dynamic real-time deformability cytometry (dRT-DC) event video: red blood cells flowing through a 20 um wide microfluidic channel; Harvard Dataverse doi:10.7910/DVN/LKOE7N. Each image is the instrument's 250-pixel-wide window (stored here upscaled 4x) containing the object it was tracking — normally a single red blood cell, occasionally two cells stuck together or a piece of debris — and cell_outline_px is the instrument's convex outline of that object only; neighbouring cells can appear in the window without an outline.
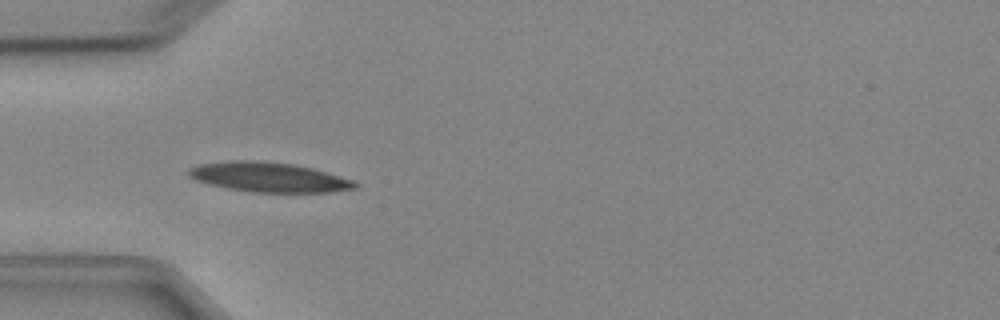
{"species": "Egyptian fruit bat (a non-hibernating species)", "species_latin": "Rousettus aegyptiacus", "temperature_condition": "cold", "stored_images_in_passage": 6, "camera_frame_rate_fps": 3000, "um_per_image_px": 0.085, "animal": {"sex": "female"}, "frame": {"image": 1, "passage_image": 4, "time_ms": 3.333, "image_size_px": [1000, 320], "cell_outline_px": [[360, 184], [356, 188], [328, 192], [252, 192], [228, 188], [208, 184], [196, 180], [188, 176], [188, 168], [200, 164], [228, 160], [264, 160], [296, 164], [312, 168], [352, 180]], "centroid_in_image_um": [22.82, 15.04], "position_along_channel_um": 62.2, "area_um2": 28.9}}